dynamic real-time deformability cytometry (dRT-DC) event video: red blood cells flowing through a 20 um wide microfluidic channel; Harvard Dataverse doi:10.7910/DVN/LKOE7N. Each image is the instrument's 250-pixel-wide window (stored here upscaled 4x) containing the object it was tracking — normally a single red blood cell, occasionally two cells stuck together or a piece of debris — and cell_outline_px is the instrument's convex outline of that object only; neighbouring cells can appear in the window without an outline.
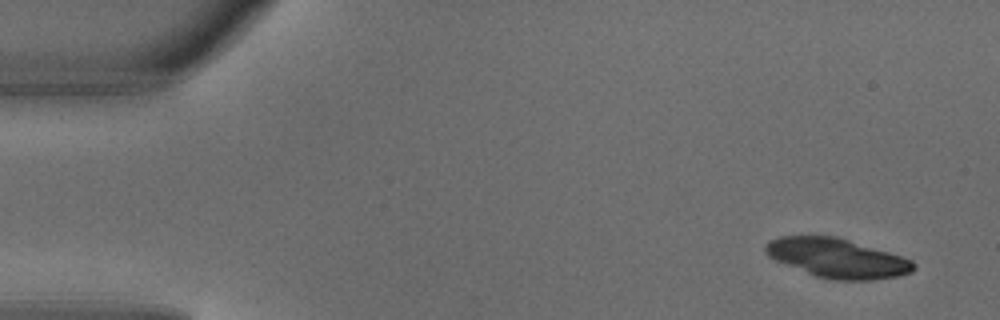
{"species": "common noctule bat (a hibernating species)", "species_latin": "Nyctalus noctula", "temperature_condition": "warm", "stored_images_in_passage": 4, "camera_frame_rate_fps": 3000, "um_per_image_px": 0.085, "animal": {"sex": "male", "body_mass_g": 18.8}, "frame": {"image": 1, "passage_image": 1, "time_ms": 0.0, "image_size_px": [1000, 320], "cell_outline_px": [[916, 268], [912, 272], [900, 276], [872, 280], [836, 280], [816, 276], [776, 260], [768, 256], [764, 252], [764, 244], [768, 240], [780, 236], [836, 236], [888, 252], [912, 260], [916, 264]], "centroid_in_image_um": [71.16, 21.94], "position_along_channel_um": 13.8, "area_um2": 33.76}}